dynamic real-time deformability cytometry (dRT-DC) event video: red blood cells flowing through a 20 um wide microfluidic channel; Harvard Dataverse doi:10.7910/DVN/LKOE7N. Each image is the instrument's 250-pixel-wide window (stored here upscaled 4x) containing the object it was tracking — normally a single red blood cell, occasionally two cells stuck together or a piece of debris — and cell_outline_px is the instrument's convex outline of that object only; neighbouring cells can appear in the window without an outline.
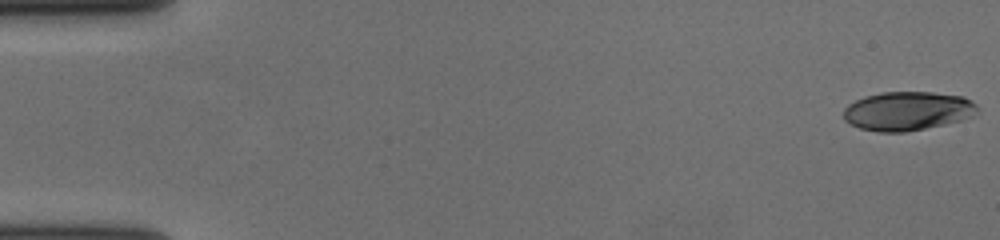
{"species": "human", "species_latin": "Homo sapiens", "temperature_condition": "cold", "stored_images_in_passage": 58, "camera_frame_rate_fps": 3000, "um_per_image_px": 0.085, "donor": {"sex": "female"}, "frame": {"image": 1, "passage_image": 1, "time_ms": 0.0, "image_size_px": [1000, 240], "cell_outline_px": [[980, 108], [972, 116], [960, 120], [944, 124], [904, 132], [876, 132], [860, 128], [844, 120], [844, 108], [848, 104], [864, 96], [884, 92], [932, 92], [964, 96], [972, 100]], "centroid_in_image_um": [77.15, 9.42], "position_along_channel_um": 7.9, "area_um2": 30.35}}
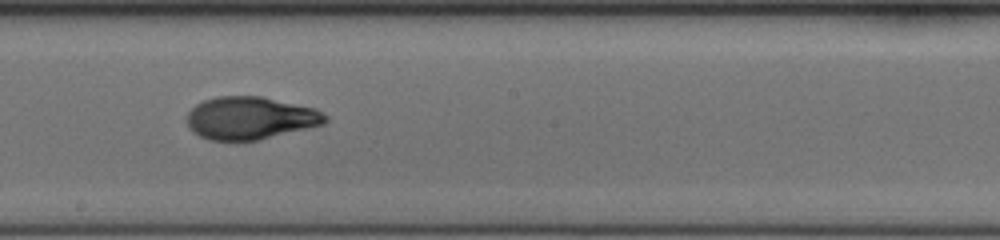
{"frame": {"image": 2, "passage_image": 33, "time_ms": 10.667, "image_size_px": [1000, 240], "cell_outline_px": [[328, 120], [324, 124], [260, 140], [208, 140], [192, 132], [188, 128], [188, 112], [196, 104], [204, 100], [216, 96], [260, 96], [316, 108], [324, 112], [328, 116]], "centroid_in_image_um": [21.29, 10.03], "position_along_channel_um": 226.9, "area_um2": 34.56}}
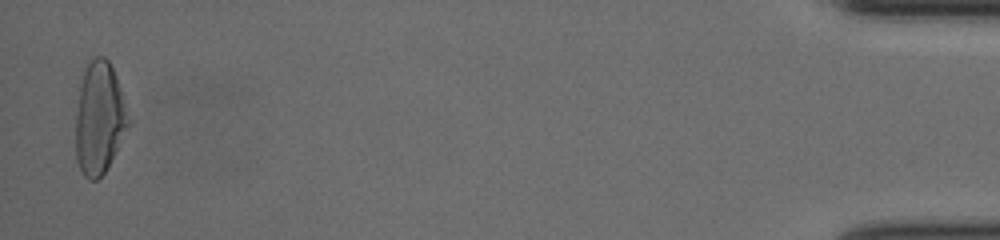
{"frame": {"image": 3, "passage_image": 57, "time_ms": 18.667, "image_size_px": [1000, 240], "cell_outline_px": [[132, 124], [104, 172], [96, 180], [88, 180], [84, 176], [76, 160], [76, 112], [80, 84], [84, 72], [88, 64], [96, 56], [104, 56], [108, 60], [116, 76], [132, 120]], "centroid_in_image_um": [8.47, 10.06], "position_along_channel_um": 426.7, "area_um2": 34.68}, "authors_computed_cell_mechanics": {"area_um2": 33.4662, "velocity_mm_per_s": 3.6438, "shape_relaxation_time_tau1_ms": 5.7071, "shape_relaxation_time_tau2_ms": 1.5221, "deformation_change_tau1": 0.2145, "deformation_change_tau2": 0.0697}}